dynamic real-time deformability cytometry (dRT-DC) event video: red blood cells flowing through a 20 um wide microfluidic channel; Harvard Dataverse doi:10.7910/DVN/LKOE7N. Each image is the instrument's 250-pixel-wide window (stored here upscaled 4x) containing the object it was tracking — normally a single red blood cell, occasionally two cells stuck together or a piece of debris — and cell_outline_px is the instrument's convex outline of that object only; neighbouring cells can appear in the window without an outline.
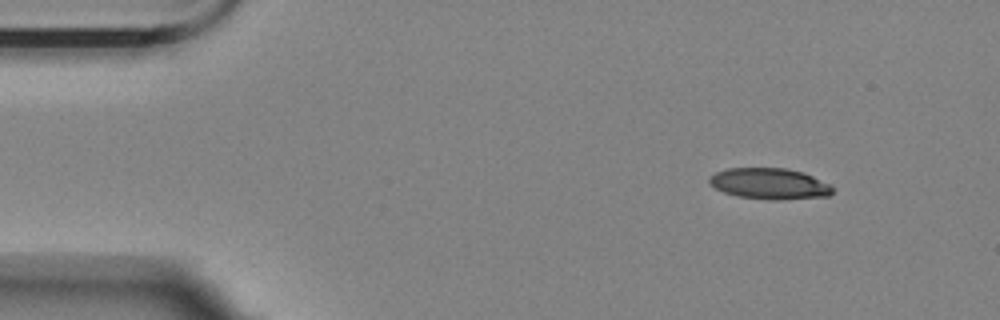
{"species": "Egyptian fruit bat (a non-hibernating species)", "species_latin": "Rousettus aegyptiacus", "temperature_condition": "room temperature", "stored_images_in_passage": 2, "camera_frame_rate_fps": 3000, "um_per_image_px": 0.085, "animal": {"sex": "female"}, "frame": {"image": 1, "passage_image": 2, "time_ms": 2.333, "image_size_px": [1000, 320], "cell_outline_px": [[832, 192], [828, 196], [772, 200], [736, 196], [724, 192], [716, 188], [708, 180], [716, 172], [728, 168], [784, 168], [804, 172], [832, 184]], "centroid_in_image_um": [65.44, 15.61], "position_along_channel_um": 19.6, "area_um2": 22.2}}